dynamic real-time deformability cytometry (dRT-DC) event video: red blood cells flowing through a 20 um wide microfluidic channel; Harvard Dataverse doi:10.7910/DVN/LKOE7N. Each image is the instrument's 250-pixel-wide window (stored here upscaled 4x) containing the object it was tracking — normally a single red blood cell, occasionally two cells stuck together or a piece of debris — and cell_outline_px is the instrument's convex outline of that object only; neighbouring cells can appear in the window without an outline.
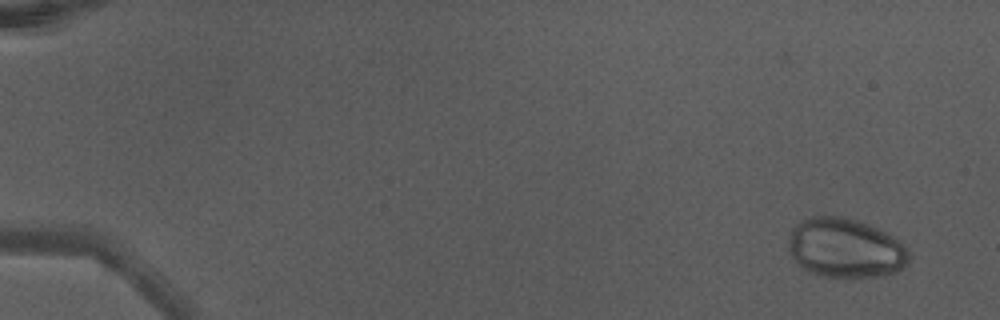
{"species": "Egyptian fruit bat (a non-hibernating species)", "species_latin": "Rousettus aegyptiacus", "temperature_condition": "warm", "stored_images_in_passage": 50, "camera_frame_rate_fps": 3000, "um_per_image_px": 0.085, "animal": {"sex": "male"}, "frame": {"image": 1, "passage_image": 4, "time_ms": 1.0, "image_size_px": [1000, 320], "cell_outline_px": [[908, 260], [904, 268], [896, 272], [884, 276], [844, 280], [820, 276], [808, 272], [788, 252], [788, 240], [792, 228], [800, 220], [812, 216], [844, 216], [880, 228], [888, 232], [900, 240], [908, 252]], "centroid_in_image_um": [71.86, 21.12], "position_along_channel_um": 13.1, "area_um2": 42.89}}
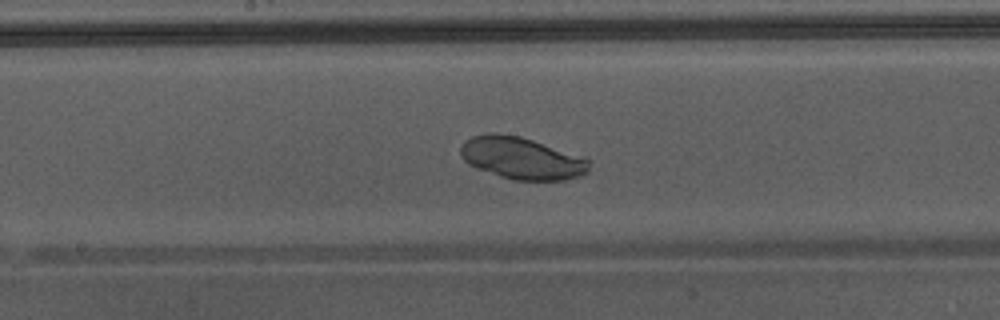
{"frame": {"image": 2, "passage_image": 29, "time_ms": 9.333, "image_size_px": [1000, 320], "cell_outline_px": [[592, 160], [588, 172], [580, 176], [564, 180], [512, 180], [476, 168], [468, 164], [460, 156], [460, 144], [464, 140], [472, 136], [488, 132], [496, 132], [520, 136], [588, 156]], "centroid_in_image_um": [44.39, 13.42], "position_along_channel_um": 203.8, "area_um2": 32.43}}
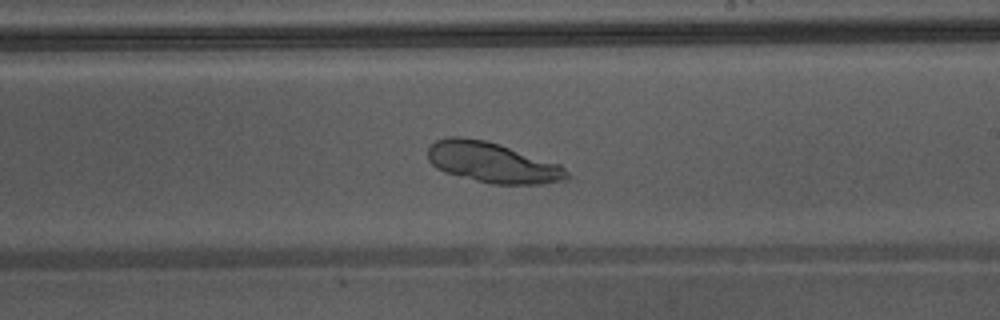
{"frame": {"image": 3, "passage_image": 32, "time_ms": 10.333, "image_size_px": [1000, 320], "cell_outline_px": [[568, 180], [540, 184], [492, 184], [444, 172], [436, 168], [428, 160], [428, 148], [436, 140], [448, 136], [460, 136], [484, 140], [500, 144], [560, 164], [568, 172]], "centroid_in_image_um": [41.85, 13.81], "position_along_channel_um": 247.2, "area_um2": 32.77}}